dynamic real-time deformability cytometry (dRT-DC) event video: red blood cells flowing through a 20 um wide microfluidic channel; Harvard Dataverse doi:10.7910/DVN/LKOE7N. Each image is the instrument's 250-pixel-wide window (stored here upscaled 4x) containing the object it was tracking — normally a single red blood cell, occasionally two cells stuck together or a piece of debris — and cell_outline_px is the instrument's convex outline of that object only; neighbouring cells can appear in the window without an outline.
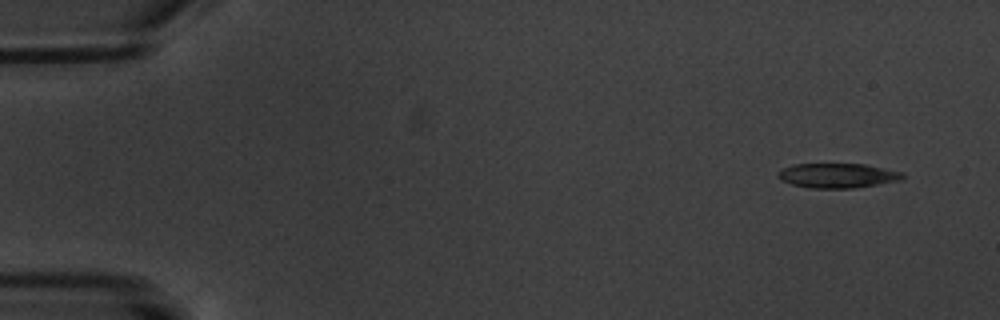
{"species": "common noctule bat (a hibernating species)", "species_latin": "Nyctalus noctula", "temperature_condition": "warm", "stored_images_in_passage": 5, "camera_frame_rate_fps": 3000, "um_per_image_px": 0.085, "animal": {"sex": "male", "body_mass_g": 20.1, "forearm_length_mm": 53.5}, "frame": {"image": 1, "passage_image": 1, "time_ms": 0.0, "image_size_px": [1000, 320], "cell_outline_px": [[904, 176], [900, 180], [852, 188], [812, 188], [792, 184], [780, 180], [776, 176], [784, 168], [792, 164], [864, 164], [904, 172]], "centroid_in_image_um": [71.18, 14.92], "position_along_channel_um": 13.8, "area_um2": 17.69}}
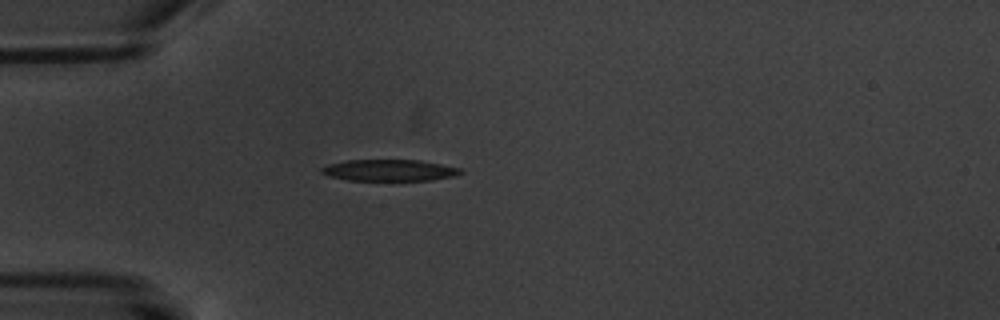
{"frame": {"image": 2, "passage_image": 5, "time_ms": 4.333, "image_size_px": [1000, 320], "cell_outline_px": [[464, 172], [456, 176], [432, 180], [348, 180], [328, 176], [320, 172], [320, 168], [328, 164], [344, 160], [420, 160], [460, 168]], "centroid_in_image_um": [33.08, 14.47], "position_along_channel_um": 51.9, "area_um2": 17.46}}